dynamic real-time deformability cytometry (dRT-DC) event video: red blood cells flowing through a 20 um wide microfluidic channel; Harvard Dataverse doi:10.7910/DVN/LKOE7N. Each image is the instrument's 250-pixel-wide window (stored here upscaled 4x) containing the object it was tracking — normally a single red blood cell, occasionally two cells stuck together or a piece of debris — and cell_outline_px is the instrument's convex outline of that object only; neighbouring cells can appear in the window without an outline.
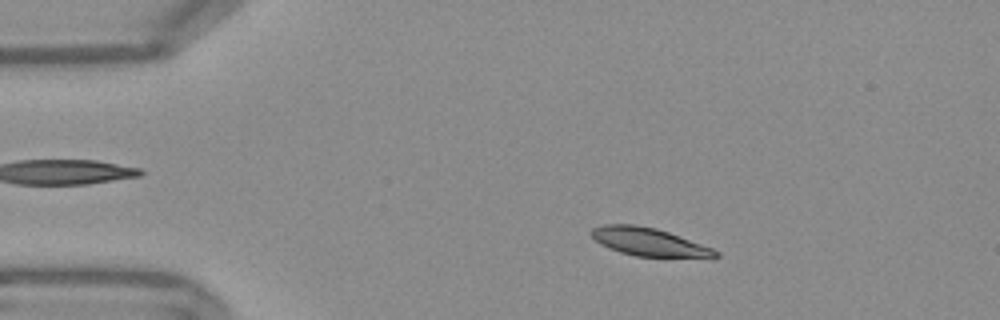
{"species": "Egyptian fruit bat (a non-hibernating species)", "species_latin": "Rousettus aegyptiacus", "temperature_condition": "warm", "stored_images_in_passage": 53, "camera_frame_rate_fps": 3000, "um_per_image_px": 0.085, "frame": {"image": 1, "passage_image": 9, "time_ms": 2.667, "image_size_px": [1000, 320], "cell_outline_px": [[720, 256], [636, 256], [620, 252], [608, 248], [600, 244], [588, 232], [592, 228], [604, 224], [636, 224], [656, 228], [668, 232], [712, 248], [720, 252]], "centroid_in_image_um": [55.05, 20.53], "position_along_channel_um": 29.9, "area_um2": 19.88}}
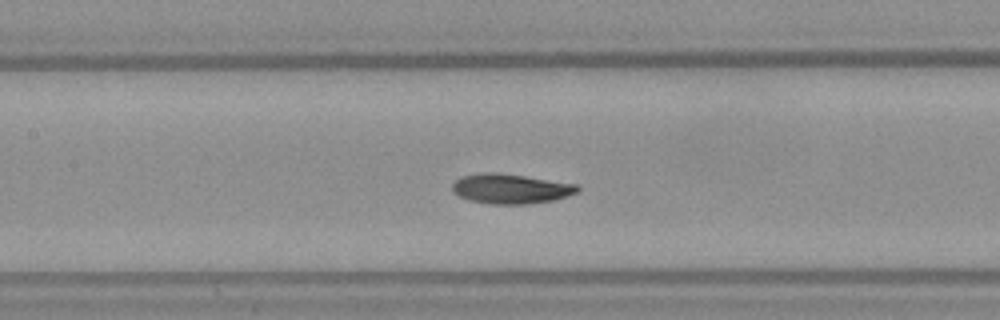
{"frame": {"image": 2, "passage_image": 24, "time_ms": 7.667, "image_size_px": [1000, 320], "cell_outline_px": [[580, 188], [576, 192], [552, 200], [524, 204], [492, 204], [468, 200], [452, 192], [452, 184], [460, 176], [484, 172], [496, 172], [580, 184]], "centroid_in_image_um": [43.37, 16.03], "position_along_channel_um": 164.0, "area_um2": 21.68}}
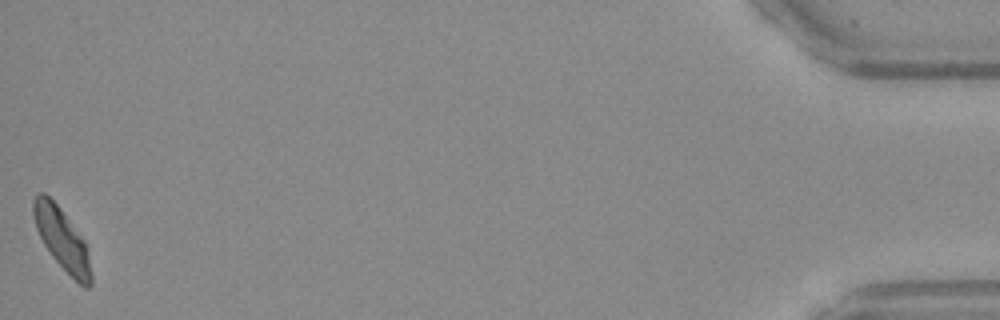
{"frame": {"image": 3, "passage_image": 53, "time_ms": 17.333, "image_size_px": [1000, 320], "cell_outline_px": [[92, 284], [88, 288], [84, 288], [52, 256], [44, 244], [36, 228], [32, 216], [32, 200], [40, 192], [44, 192], [60, 208], [84, 240], [88, 248], [92, 276]], "centroid_in_image_um": [5.27, 20.32], "position_along_channel_um": 429.9, "area_um2": 20.52}, "authors_computed_cell_mechanics": {"area_um2": 20.6346, "velocity_mm_per_s": 3.762, "shape_relaxation_time_tau1_ms": 7.3365, "shape_relaxation_time_tau2_ms": 3.1457, "deformation_change_tau1": 0.1831, "deformation_change_tau2": 0.0727}}